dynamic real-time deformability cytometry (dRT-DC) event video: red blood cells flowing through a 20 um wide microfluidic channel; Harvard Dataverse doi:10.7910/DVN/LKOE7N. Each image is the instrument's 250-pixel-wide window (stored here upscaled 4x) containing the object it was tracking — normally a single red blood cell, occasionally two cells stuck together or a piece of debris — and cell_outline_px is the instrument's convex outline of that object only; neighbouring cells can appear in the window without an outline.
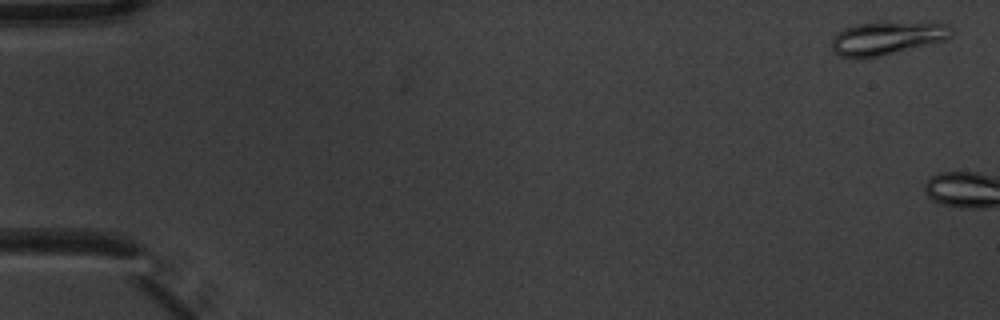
{"species": "common noctule bat (a hibernating species)", "species_latin": "Nyctalus noctula", "temperature_condition": "warm", "stored_images_in_passage": 7, "camera_frame_rate_fps": 3000, "um_per_image_px": 0.085, "animal": {"sex": "male", "body_mass_g": 20.1, "forearm_length_mm": 53.5}, "frame": {"image": 1, "passage_image": 1, "time_ms": 0.0, "image_size_px": [1000, 320], "cell_outline_px": [[952, 36], [948, 40], [880, 56], [840, 56], [832, 48], [832, 36], [836, 32], [844, 28], [856, 24], [948, 24], [952, 28]], "centroid_in_image_um": [75.4, 3.26], "position_along_channel_um": 9.6, "area_um2": 22.2}}